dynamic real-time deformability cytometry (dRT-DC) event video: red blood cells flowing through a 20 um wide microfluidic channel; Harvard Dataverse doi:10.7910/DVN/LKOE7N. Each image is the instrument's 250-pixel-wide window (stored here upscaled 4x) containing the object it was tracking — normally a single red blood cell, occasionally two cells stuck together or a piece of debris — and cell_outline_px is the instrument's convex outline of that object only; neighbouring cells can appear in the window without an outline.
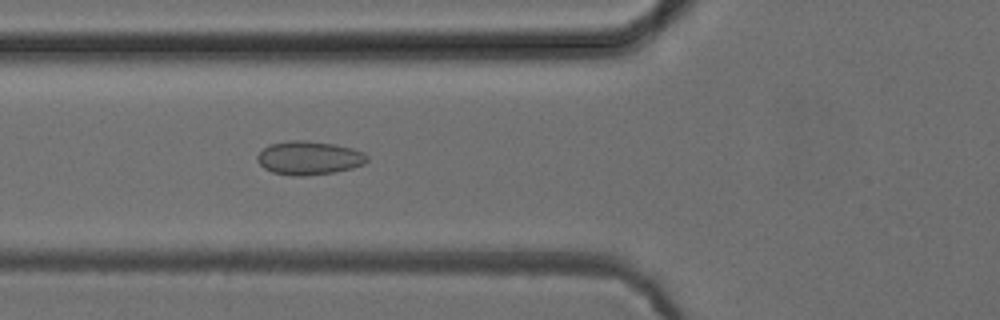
{"species": "common noctule bat (a hibernating species)", "species_latin": "Nyctalus noctula", "temperature_condition": "cold", "stored_images_in_passage": 51, "camera_frame_rate_fps": 3000, "um_per_image_px": 0.085, "animal": {"sex": "female", "body_mass_g": 24.6, "forearm_length_mm": 56.2}, "frame": {"image": 1, "passage_image": 19, "time_ms": 6.0, "image_size_px": [1000, 320], "cell_outline_px": [[368, 160], [364, 164], [352, 168], [332, 172], [304, 176], [292, 176], [272, 172], [264, 168], [256, 160], [256, 156], [268, 144], [288, 140], [308, 140], [336, 144], [352, 148], [364, 152], [368, 156]], "centroid_in_image_um": [26.26, 13.41], "position_along_channel_um": 99.5, "area_um2": 21.73}}
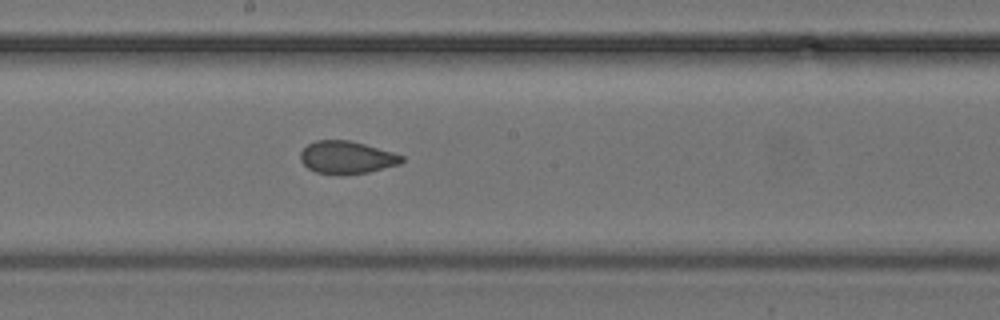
{"frame": {"image": 2, "passage_image": 28, "time_ms": 9.0, "image_size_px": [1000, 320], "cell_outline_px": [[404, 160], [400, 164], [368, 172], [340, 176], [316, 172], [308, 168], [300, 160], [300, 152], [308, 144], [316, 140], [348, 140], [364, 144], [392, 152], [404, 156]], "centroid_in_image_um": [29.45, 13.39], "position_along_channel_um": 218.7, "area_um2": 19.36}}
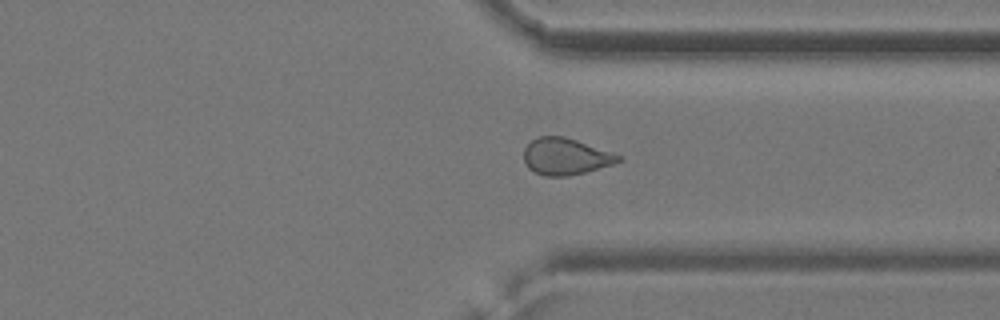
{"frame": {"image": 3, "passage_image": 39, "time_ms": 12.667, "image_size_px": [1000, 320], "cell_outline_px": [[624, 160], [612, 164], [584, 172], [568, 176], [544, 176], [528, 168], [524, 160], [524, 148], [536, 136], [564, 136], [624, 156]], "centroid_in_image_um": [48.08, 13.29], "position_along_channel_um": 363.3, "area_um2": 20.17}, "authors_computed_cell_mechanics": {"area_um2": 20.9236, "velocity_mm_per_s": 3.9515, "shape_relaxation_time_tau1_ms": null, "shape_relaxation_time_tau2_ms": 1.5571, "deformation_change_tau1": null, "deformation_change_tau2": 0.054}}